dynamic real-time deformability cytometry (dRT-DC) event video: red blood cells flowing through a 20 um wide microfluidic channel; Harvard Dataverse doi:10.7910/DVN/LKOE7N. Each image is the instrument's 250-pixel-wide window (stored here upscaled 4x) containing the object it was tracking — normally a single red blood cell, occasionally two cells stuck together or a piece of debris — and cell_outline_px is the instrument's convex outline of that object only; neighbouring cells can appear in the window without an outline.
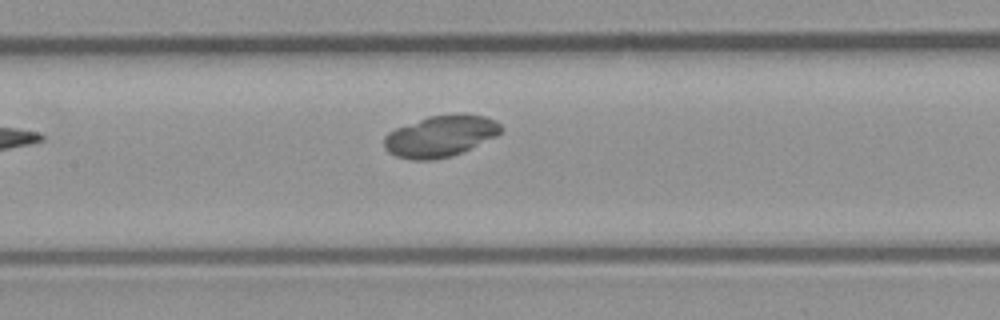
{"species": "common noctule bat (a hibernating species)", "species_latin": "Nyctalus noctula", "temperature_condition": "room temperature", "stored_images_in_passage": 6, "segment_of_instrument_passage": [1, 2], "camera_frame_rate_fps": 3000, "um_per_image_px": 0.085, "animal": {"sex": "male", "body_mass_g": 23.1, "forearm_length_mm": 52.7}, "frame": {"image": 1, "passage_image": 5, "time_ms": 1.333, "image_size_px": [1000, 320], "cell_outline_px": [[504, 128], [496, 136], [452, 156], [432, 160], [412, 160], [396, 156], [388, 152], [384, 148], [384, 136], [388, 132], [396, 128], [428, 116], [464, 112], [484, 116], [496, 120]], "centroid_in_image_um": [37.44, 11.55], "position_along_channel_um": 170.0, "area_um2": 28.38}}